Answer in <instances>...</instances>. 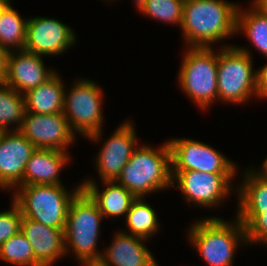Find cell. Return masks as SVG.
Listing matches in <instances>:
<instances>
[{
  "label": "cell",
  "instance_id": "36",
  "mask_svg": "<svg viewBox=\"0 0 267 266\" xmlns=\"http://www.w3.org/2000/svg\"><path fill=\"white\" fill-rule=\"evenodd\" d=\"M103 1H104V0H103ZM105 1H106V2H111V1L113 2V1H115V0H105Z\"/></svg>",
  "mask_w": 267,
  "mask_h": 266
},
{
  "label": "cell",
  "instance_id": "14",
  "mask_svg": "<svg viewBox=\"0 0 267 266\" xmlns=\"http://www.w3.org/2000/svg\"><path fill=\"white\" fill-rule=\"evenodd\" d=\"M37 148L19 131L0 134V189L13 190L23 179L26 164Z\"/></svg>",
  "mask_w": 267,
  "mask_h": 266
},
{
  "label": "cell",
  "instance_id": "20",
  "mask_svg": "<svg viewBox=\"0 0 267 266\" xmlns=\"http://www.w3.org/2000/svg\"><path fill=\"white\" fill-rule=\"evenodd\" d=\"M65 89L61 76L56 72L46 82L24 94L26 112L36 114L62 113Z\"/></svg>",
  "mask_w": 267,
  "mask_h": 266
},
{
  "label": "cell",
  "instance_id": "28",
  "mask_svg": "<svg viewBox=\"0 0 267 266\" xmlns=\"http://www.w3.org/2000/svg\"><path fill=\"white\" fill-rule=\"evenodd\" d=\"M236 213V217L245 228L247 245L265 244L267 242V209H263V212Z\"/></svg>",
  "mask_w": 267,
  "mask_h": 266
},
{
  "label": "cell",
  "instance_id": "16",
  "mask_svg": "<svg viewBox=\"0 0 267 266\" xmlns=\"http://www.w3.org/2000/svg\"><path fill=\"white\" fill-rule=\"evenodd\" d=\"M21 232L32 245L37 266H52L56 260L66 256L64 228L49 227L23 217Z\"/></svg>",
  "mask_w": 267,
  "mask_h": 266
},
{
  "label": "cell",
  "instance_id": "27",
  "mask_svg": "<svg viewBox=\"0 0 267 266\" xmlns=\"http://www.w3.org/2000/svg\"><path fill=\"white\" fill-rule=\"evenodd\" d=\"M0 259L15 266H37L32 245L21 231L0 246Z\"/></svg>",
  "mask_w": 267,
  "mask_h": 266
},
{
  "label": "cell",
  "instance_id": "33",
  "mask_svg": "<svg viewBox=\"0 0 267 266\" xmlns=\"http://www.w3.org/2000/svg\"><path fill=\"white\" fill-rule=\"evenodd\" d=\"M252 3L265 15H267V0H252Z\"/></svg>",
  "mask_w": 267,
  "mask_h": 266
},
{
  "label": "cell",
  "instance_id": "22",
  "mask_svg": "<svg viewBox=\"0 0 267 266\" xmlns=\"http://www.w3.org/2000/svg\"><path fill=\"white\" fill-rule=\"evenodd\" d=\"M242 179L236 187L237 212H263V209H267V181L259 177L252 168L246 169Z\"/></svg>",
  "mask_w": 267,
  "mask_h": 266
},
{
  "label": "cell",
  "instance_id": "24",
  "mask_svg": "<svg viewBox=\"0 0 267 266\" xmlns=\"http://www.w3.org/2000/svg\"><path fill=\"white\" fill-rule=\"evenodd\" d=\"M11 1L0 11V46L8 52L24 50L28 20L11 6Z\"/></svg>",
  "mask_w": 267,
  "mask_h": 266
},
{
  "label": "cell",
  "instance_id": "15",
  "mask_svg": "<svg viewBox=\"0 0 267 266\" xmlns=\"http://www.w3.org/2000/svg\"><path fill=\"white\" fill-rule=\"evenodd\" d=\"M55 73L56 70L45 67L42 56L25 50L10 51L3 83L25 94L46 82Z\"/></svg>",
  "mask_w": 267,
  "mask_h": 266
},
{
  "label": "cell",
  "instance_id": "6",
  "mask_svg": "<svg viewBox=\"0 0 267 266\" xmlns=\"http://www.w3.org/2000/svg\"><path fill=\"white\" fill-rule=\"evenodd\" d=\"M78 184L71 192L64 185L16 186L12 200L23 217L49 227L65 228L70 202L82 189V184Z\"/></svg>",
  "mask_w": 267,
  "mask_h": 266
},
{
  "label": "cell",
  "instance_id": "2",
  "mask_svg": "<svg viewBox=\"0 0 267 266\" xmlns=\"http://www.w3.org/2000/svg\"><path fill=\"white\" fill-rule=\"evenodd\" d=\"M117 183L136 198L172 187L171 150L168 141L158 148L140 144L123 167Z\"/></svg>",
  "mask_w": 267,
  "mask_h": 266
},
{
  "label": "cell",
  "instance_id": "13",
  "mask_svg": "<svg viewBox=\"0 0 267 266\" xmlns=\"http://www.w3.org/2000/svg\"><path fill=\"white\" fill-rule=\"evenodd\" d=\"M132 123L125 120L118 126L96 155V169L102 181H116L138 147L139 142Z\"/></svg>",
  "mask_w": 267,
  "mask_h": 266
},
{
  "label": "cell",
  "instance_id": "32",
  "mask_svg": "<svg viewBox=\"0 0 267 266\" xmlns=\"http://www.w3.org/2000/svg\"><path fill=\"white\" fill-rule=\"evenodd\" d=\"M260 169V170H259ZM259 169H253V171L259 176L261 177L263 180L267 181V158H265V160L262 163V167H260Z\"/></svg>",
  "mask_w": 267,
  "mask_h": 266
},
{
  "label": "cell",
  "instance_id": "3",
  "mask_svg": "<svg viewBox=\"0 0 267 266\" xmlns=\"http://www.w3.org/2000/svg\"><path fill=\"white\" fill-rule=\"evenodd\" d=\"M233 222L209 216L191 224L187 230L189 243L207 265L232 266L237 246L247 245L244 226L237 217Z\"/></svg>",
  "mask_w": 267,
  "mask_h": 266
},
{
  "label": "cell",
  "instance_id": "18",
  "mask_svg": "<svg viewBox=\"0 0 267 266\" xmlns=\"http://www.w3.org/2000/svg\"><path fill=\"white\" fill-rule=\"evenodd\" d=\"M70 154L56 149L37 148L26 164L23 185H63L59 179L60 171L71 161Z\"/></svg>",
  "mask_w": 267,
  "mask_h": 266
},
{
  "label": "cell",
  "instance_id": "1",
  "mask_svg": "<svg viewBox=\"0 0 267 266\" xmlns=\"http://www.w3.org/2000/svg\"><path fill=\"white\" fill-rule=\"evenodd\" d=\"M238 4L226 0H184L181 31L185 47H212L236 34Z\"/></svg>",
  "mask_w": 267,
  "mask_h": 266
},
{
  "label": "cell",
  "instance_id": "19",
  "mask_svg": "<svg viewBox=\"0 0 267 266\" xmlns=\"http://www.w3.org/2000/svg\"><path fill=\"white\" fill-rule=\"evenodd\" d=\"M91 179L81 182L82 189L96 203L103 217L113 220L116 217H126L136 197L116 181H102L101 184L103 183L105 188L101 191L96 180Z\"/></svg>",
  "mask_w": 267,
  "mask_h": 266
},
{
  "label": "cell",
  "instance_id": "8",
  "mask_svg": "<svg viewBox=\"0 0 267 266\" xmlns=\"http://www.w3.org/2000/svg\"><path fill=\"white\" fill-rule=\"evenodd\" d=\"M71 89L64 94L63 113L68 120L71 130L91 142L102 139L103 91L97 82L91 79H79Z\"/></svg>",
  "mask_w": 267,
  "mask_h": 266
},
{
  "label": "cell",
  "instance_id": "34",
  "mask_svg": "<svg viewBox=\"0 0 267 266\" xmlns=\"http://www.w3.org/2000/svg\"><path fill=\"white\" fill-rule=\"evenodd\" d=\"M82 266H108L101 259L100 260H87L80 262Z\"/></svg>",
  "mask_w": 267,
  "mask_h": 266
},
{
  "label": "cell",
  "instance_id": "12",
  "mask_svg": "<svg viewBox=\"0 0 267 266\" xmlns=\"http://www.w3.org/2000/svg\"><path fill=\"white\" fill-rule=\"evenodd\" d=\"M75 42L73 29L60 20L41 16L27 20L25 51L42 57L60 55L74 46Z\"/></svg>",
  "mask_w": 267,
  "mask_h": 266
},
{
  "label": "cell",
  "instance_id": "11",
  "mask_svg": "<svg viewBox=\"0 0 267 266\" xmlns=\"http://www.w3.org/2000/svg\"><path fill=\"white\" fill-rule=\"evenodd\" d=\"M19 131L39 149H56L69 152L76 141L64 113L36 114L26 112Z\"/></svg>",
  "mask_w": 267,
  "mask_h": 266
},
{
  "label": "cell",
  "instance_id": "25",
  "mask_svg": "<svg viewBox=\"0 0 267 266\" xmlns=\"http://www.w3.org/2000/svg\"><path fill=\"white\" fill-rule=\"evenodd\" d=\"M26 113L24 94L0 83V130L17 131ZM16 125L15 128L10 126Z\"/></svg>",
  "mask_w": 267,
  "mask_h": 266
},
{
  "label": "cell",
  "instance_id": "30",
  "mask_svg": "<svg viewBox=\"0 0 267 266\" xmlns=\"http://www.w3.org/2000/svg\"><path fill=\"white\" fill-rule=\"evenodd\" d=\"M257 95L260 99H267V64L256 70Z\"/></svg>",
  "mask_w": 267,
  "mask_h": 266
},
{
  "label": "cell",
  "instance_id": "31",
  "mask_svg": "<svg viewBox=\"0 0 267 266\" xmlns=\"http://www.w3.org/2000/svg\"><path fill=\"white\" fill-rule=\"evenodd\" d=\"M8 51L0 46V83H3L6 74Z\"/></svg>",
  "mask_w": 267,
  "mask_h": 266
},
{
  "label": "cell",
  "instance_id": "35",
  "mask_svg": "<svg viewBox=\"0 0 267 266\" xmlns=\"http://www.w3.org/2000/svg\"><path fill=\"white\" fill-rule=\"evenodd\" d=\"M10 0H0V11L9 3Z\"/></svg>",
  "mask_w": 267,
  "mask_h": 266
},
{
  "label": "cell",
  "instance_id": "4",
  "mask_svg": "<svg viewBox=\"0 0 267 266\" xmlns=\"http://www.w3.org/2000/svg\"><path fill=\"white\" fill-rule=\"evenodd\" d=\"M103 215L91 197L81 189L71 200L64 228L66 255L72 252L78 263L100 260L97 247Z\"/></svg>",
  "mask_w": 267,
  "mask_h": 266
},
{
  "label": "cell",
  "instance_id": "23",
  "mask_svg": "<svg viewBox=\"0 0 267 266\" xmlns=\"http://www.w3.org/2000/svg\"><path fill=\"white\" fill-rule=\"evenodd\" d=\"M144 198H136L131 204L125 217L128 231L124 233L150 239L158 233L160 223L155 209Z\"/></svg>",
  "mask_w": 267,
  "mask_h": 266
},
{
  "label": "cell",
  "instance_id": "7",
  "mask_svg": "<svg viewBox=\"0 0 267 266\" xmlns=\"http://www.w3.org/2000/svg\"><path fill=\"white\" fill-rule=\"evenodd\" d=\"M177 75L180 89L201 110L218 100V50L212 47H188Z\"/></svg>",
  "mask_w": 267,
  "mask_h": 266
},
{
  "label": "cell",
  "instance_id": "5",
  "mask_svg": "<svg viewBox=\"0 0 267 266\" xmlns=\"http://www.w3.org/2000/svg\"><path fill=\"white\" fill-rule=\"evenodd\" d=\"M217 67L218 101L240 105L257 95L256 69L250 50L236 45L219 47ZM255 71V72H254Z\"/></svg>",
  "mask_w": 267,
  "mask_h": 266
},
{
  "label": "cell",
  "instance_id": "10",
  "mask_svg": "<svg viewBox=\"0 0 267 266\" xmlns=\"http://www.w3.org/2000/svg\"><path fill=\"white\" fill-rule=\"evenodd\" d=\"M172 171H200L203 173H237L233 161L224 154L198 140L174 138L168 140Z\"/></svg>",
  "mask_w": 267,
  "mask_h": 266
},
{
  "label": "cell",
  "instance_id": "29",
  "mask_svg": "<svg viewBox=\"0 0 267 266\" xmlns=\"http://www.w3.org/2000/svg\"><path fill=\"white\" fill-rule=\"evenodd\" d=\"M22 219L21 210L13 200L10 210L0 212V246L21 231Z\"/></svg>",
  "mask_w": 267,
  "mask_h": 266
},
{
  "label": "cell",
  "instance_id": "26",
  "mask_svg": "<svg viewBox=\"0 0 267 266\" xmlns=\"http://www.w3.org/2000/svg\"><path fill=\"white\" fill-rule=\"evenodd\" d=\"M136 9L145 17L176 24L181 27L183 21L184 0H133Z\"/></svg>",
  "mask_w": 267,
  "mask_h": 266
},
{
  "label": "cell",
  "instance_id": "9",
  "mask_svg": "<svg viewBox=\"0 0 267 266\" xmlns=\"http://www.w3.org/2000/svg\"><path fill=\"white\" fill-rule=\"evenodd\" d=\"M237 173H203L200 171H172V186H176L184 199L198 207H218L232 194V180ZM194 203V204H193Z\"/></svg>",
  "mask_w": 267,
  "mask_h": 266
},
{
  "label": "cell",
  "instance_id": "17",
  "mask_svg": "<svg viewBox=\"0 0 267 266\" xmlns=\"http://www.w3.org/2000/svg\"><path fill=\"white\" fill-rule=\"evenodd\" d=\"M112 243L101 256L108 266H159L144 242L148 239L117 230Z\"/></svg>",
  "mask_w": 267,
  "mask_h": 266
},
{
  "label": "cell",
  "instance_id": "21",
  "mask_svg": "<svg viewBox=\"0 0 267 266\" xmlns=\"http://www.w3.org/2000/svg\"><path fill=\"white\" fill-rule=\"evenodd\" d=\"M251 8L238 6L236 16V34L243 33L254 47L267 58V15L252 2ZM248 9V10H246Z\"/></svg>",
  "mask_w": 267,
  "mask_h": 266
}]
</instances>
